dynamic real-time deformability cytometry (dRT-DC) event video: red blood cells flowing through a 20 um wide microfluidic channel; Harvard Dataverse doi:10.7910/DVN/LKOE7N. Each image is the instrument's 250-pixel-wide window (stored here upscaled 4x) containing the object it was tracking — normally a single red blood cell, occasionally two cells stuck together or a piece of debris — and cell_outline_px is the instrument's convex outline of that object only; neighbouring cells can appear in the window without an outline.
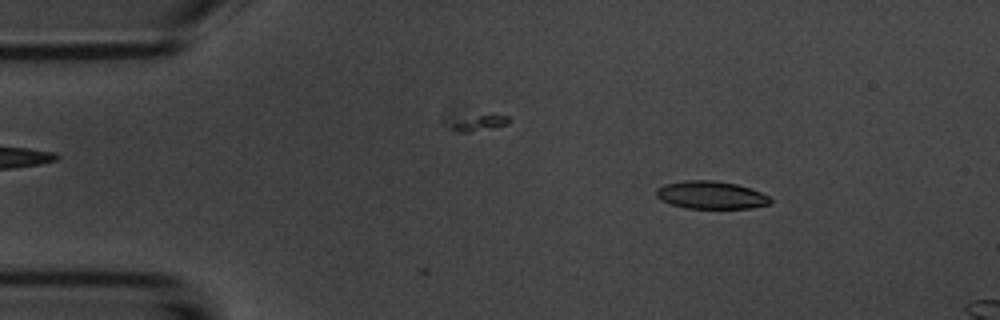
{"species": "common noctule bat (a hibernating species)", "species_latin": "Nyctalus noctula", "temperature_condition": "room temperature", "stored_images_in_passage": 5, "camera_frame_rate_fps": 3000, "um_per_image_px": 0.085, "animal": {"sex": "male", "body_mass_g": 20.1, "forearm_length_mm": 53.5}, "frame": {"image": 1, "passage_image": 1, "time_ms": 0.0, "image_size_px": [1000, 320], "cell_outline_px": [[772, 200], [768, 204], [748, 208], [684, 208], [660, 200], [656, 196], [656, 188], [664, 184], [684, 180], [712, 180], [736, 184], [760, 192], [768, 196]], "centroid_in_image_um": [60.37, 16.57], "position_along_channel_um": 24.6, "area_um2": 18.32}}
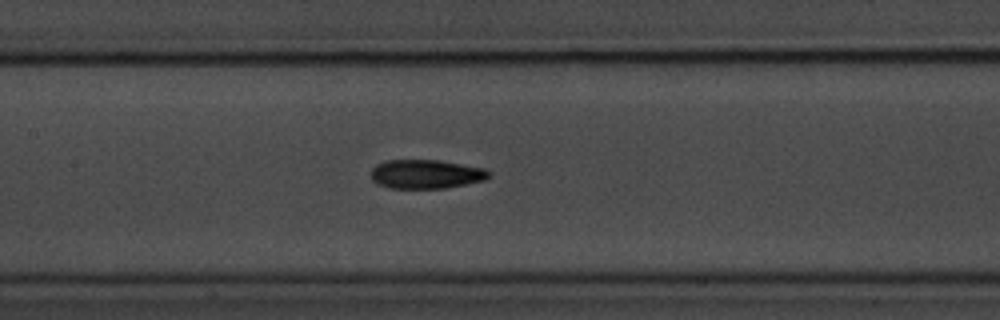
{"frame": {"image": 2, "passage_image": 5, "time_ms": 5.667, "image_size_px": [1000, 320], "cell_outline_px": [[492, 172], [484, 180], [444, 188], [388, 188], [376, 184], [372, 180], [372, 168], [376, 164], [384, 160], [440, 160], [484, 168]], "centroid_in_image_um": [36.17, 14.79], "position_along_channel_um": 171.2, "area_um2": 19.94}}